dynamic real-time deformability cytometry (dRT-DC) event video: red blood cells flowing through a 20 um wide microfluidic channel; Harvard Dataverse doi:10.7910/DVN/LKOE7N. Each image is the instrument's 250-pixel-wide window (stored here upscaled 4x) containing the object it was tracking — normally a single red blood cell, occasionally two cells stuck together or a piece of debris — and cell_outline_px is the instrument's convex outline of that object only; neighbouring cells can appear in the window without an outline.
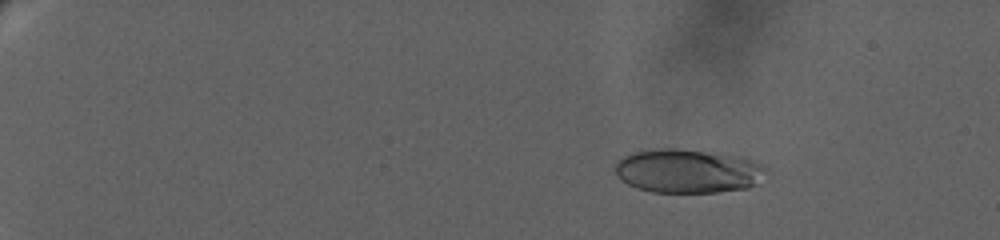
{"species": "human", "species_latin": "Homo sapiens", "temperature_condition": "warm", "stored_images_in_passage": 23, "camera_frame_rate_fps": 3000, "um_per_image_px": 0.085, "donor": {"sex": "female"}, "frame": {"image": 1, "passage_image": 9, "time_ms": 4.333, "image_size_px": [1000, 240], "cell_outline_px": [[768, 172], [756, 184], [748, 188], [716, 192], [652, 192], [636, 188], [620, 180], [616, 176], [616, 160], [632, 152], [660, 148], [676, 148], [740, 156], [752, 160], [768, 168]], "centroid_in_image_um": [58.46, 14.54], "position_along_channel_um": 26.5, "area_um2": 38.84}}
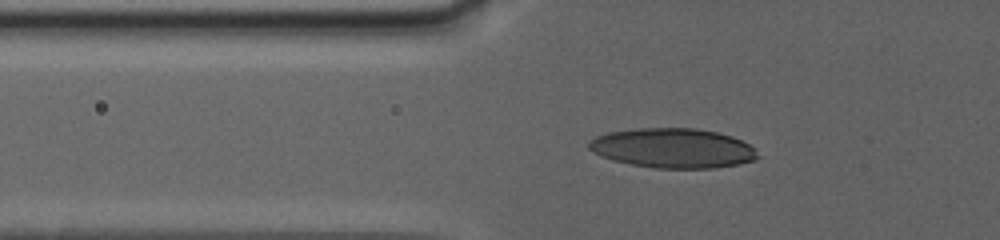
{"frame": {"image": 2, "passage_image": 20, "time_ms": 10.333, "image_size_px": [1000, 240], "cell_outline_px": [[760, 156], [756, 160], [740, 164], [712, 168], [656, 168], [632, 164], [600, 156], [592, 152], [588, 148], [588, 140], [596, 136], [608, 132], [640, 128], [696, 128], [716, 132], [732, 136], [756, 148]], "centroid_in_image_um": [57.21, 12.59], "position_along_channel_um": 68.6, "area_um2": 39.13}}
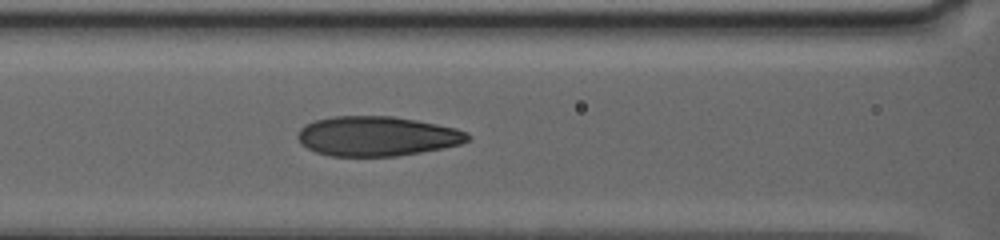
{"frame": {"image": 3, "passage_image": 23, "time_ms": 13.0, "image_size_px": [1000, 240], "cell_outline_px": [[472, 136], [468, 140], [460, 144], [444, 148], [396, 156], [328, 156], [316, 152], [300, 144], [296, 136], [296, 132], [304, 124], [316, 120], [332, 116], [392, 116], [416, 120], [456, 128], [468, 132]], "centroid_in_image_um": [32.01, 11.57], "position_along_channel_um": 134.6, "area_um2": 39.59}}